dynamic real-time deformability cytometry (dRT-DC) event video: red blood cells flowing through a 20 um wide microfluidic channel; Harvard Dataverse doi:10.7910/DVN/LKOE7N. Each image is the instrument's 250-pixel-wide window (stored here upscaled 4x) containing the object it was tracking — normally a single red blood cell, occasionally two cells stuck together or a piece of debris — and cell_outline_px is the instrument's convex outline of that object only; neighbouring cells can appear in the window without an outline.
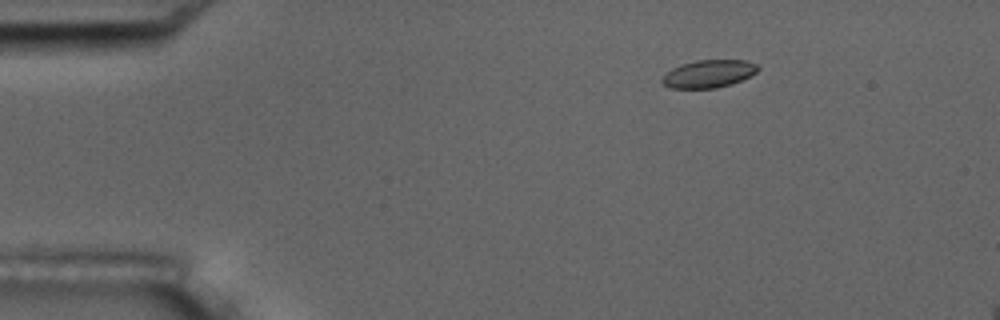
{"species": "common noctule bat (a hibernating species)", "species_latin": "Nyctalus noctula", "temperature_condition": "room temperature", "stored_images_in_passage": 5, "segment_of_instrument_passage": [2, 2], "camera_frame_rate_fps": 3000, "um_per_image_px": 0.085, "animal": {"sex": "male", "body_mass_g": 17.5, "forearm_length_mm": 52.3}, "frame": {"image": 1, "passage_image": 5, "time_ms": 5.667, "image_size_px": [1000, 320], "cell_outline_px": [[760, 68], [756, 72], [732, 84], [716, 88], [668, 88], [660, 80], [672, 68], [680, 64], [696, 60], [744, 60], [756, 64]], "centroid_in_image_um": [60.21, 6.27], "position_along_channel_um": 24.8, "area_um2": 15.37}}